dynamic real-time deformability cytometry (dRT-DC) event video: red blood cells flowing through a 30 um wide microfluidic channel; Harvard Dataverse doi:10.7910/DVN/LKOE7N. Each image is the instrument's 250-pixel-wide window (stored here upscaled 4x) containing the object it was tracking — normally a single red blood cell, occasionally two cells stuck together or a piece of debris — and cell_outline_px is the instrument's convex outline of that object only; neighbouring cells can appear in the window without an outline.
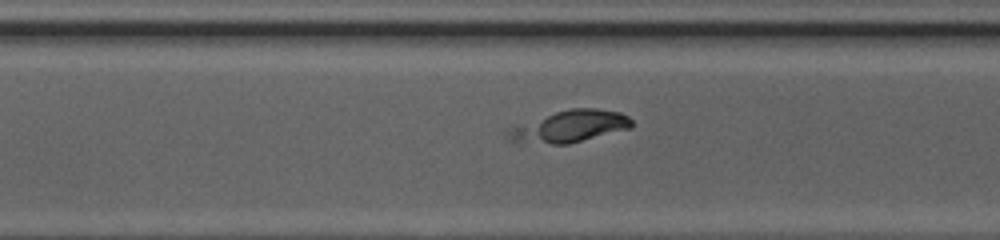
{"species": "common noctule bat (a hibernating species)", "species_latin": "Nyctalus noctula", "temperature_condition": "cold", "stored_images_in_passage": 41, "camera_frame_rate_fps": 3000, "um_per_image_px": 0.085, "animal": {"sex": "female", "body_mass_g": 20.0, "forearm_length_mm": 54.0}, "frame": {"image": 1, "passage_image": 27, "time_ms": 8.667, "image_size_px": [1000, 240], "cell_outline_px": [[632, 128], [568, 144], [552, 144], [512, 140], [504, 132], [504, 128], [556, 112], [572, 108], [596, 108], [620, 112], [628, 116], [632, 120]], "centroid_in_image_um": [48.43, 10.73], "position_along_channel_um": 322.2, "area_um2": 22.83}}
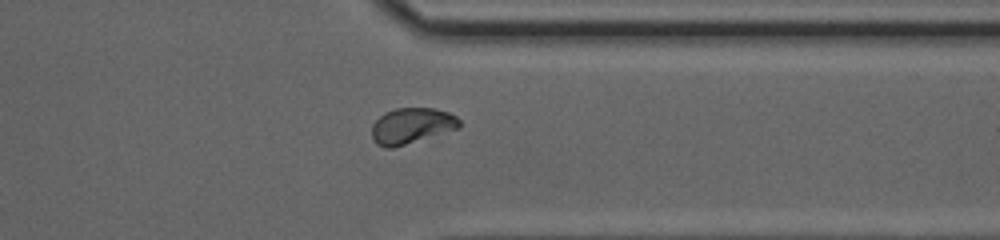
{"frame": {"image": 2, "passage_image": 31, "time_ms": 10.0, "image_size_px": [1000, 240], "cell_outline_px": [[460, 128], [392, 148], [384, 148], [376, 144], [372, 140], [372, 124], [384, 112], [396, 108], [432, 108], [448, 112], [456, 116], [460, 120]], "centroid_in_image_um": [34.96, 10.69], "position_along_channel_um": 376.4, "area_um2": 18.32}}